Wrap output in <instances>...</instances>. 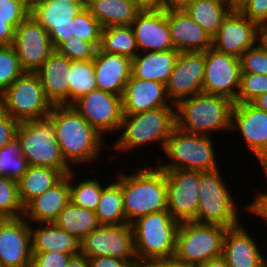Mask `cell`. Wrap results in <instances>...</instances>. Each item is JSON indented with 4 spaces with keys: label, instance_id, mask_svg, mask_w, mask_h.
Returning a JSON list of instances; mask_svg holds the SVG:
<instances>
[{
    "label": "cell",
    "instance_id": "obj_28",
    "mask_svg": "<svg viewBox=\"0 0 267 267\" xmlns=\"http://www.w3.org/2000/svg\"><path fill=\"white\" fill-rule=\"evenodd\" d=\"M31 224L32 253L60 252L75 256L80 253V241L52 223Z\"/></svg>",
    "mask_w": 267,
    "mask_h": 267
},
{
    "label": "cell",
    "instance_id": "obj_37",
    "mask_svg": "<svg viewBox=\"0 0 267 267\" xmlns=\"http://www.w3.org/2000/svg\"><path fill=\"white\" fill-rule=\"evenodd\" d=\"M28 167L29 164L22 155L21 144L17 137L0 148V176L18 182Z\"/></svg>",
    "mask_w": 267,
    "mask_h": 267
},
{
    "label": "cell",
    "instance_id": "obj_15",
    "mask_svg": "<svg viewBox=\"0 0 267 267\" xmlns=\"http://www.w3.org/2000/svg\"><path fill=\"white\" fill-rule=\"evenodd\" d=\"M12 45L24 72L36 73L54 51L48 32L31 15L16 27Z\"/></svg>",
    "mask_w": 267,
    "mask_h": 267
},
{
    "label": "cell",
    "instance_id": "obj_19",
    "mask_svg": "<svg viewBox=\"0 0 267 267\" xmlns=\"http://www.w3.org/2000/svg\"><path fill=\"white\" fill-rule=\"evenodd\" d=\"M205 51L179 52L174 69L166 85L172 104L202 92Z\"/></svg>",
    "mask_w": 267,
    "mask_h": 267
},
{
    "label": "cell",
    "instance_id": "obj_39",
    "mask_svg": "<svg viewBox=\"0 0 267 267\" xmlns=\"http://www.w3.org/2000/svg\"><path fill=\"white\" fill-rule=\"evenodd\" d=\"M24 214L19 193L18 182L0 176V218H18Z\"/></svg>",
    "mask_w": 267,
    "mask_h": 267
},
{
    "label": "cell",
    "instance_id": "obj_48",
    "mask_svg": "<svg viewBox=\"0 0 267 267\" xmlns=\"http://www.w3.org/2000/svg\"><path fill=\"white\" fill-rule=\"evenodd\" d=\"M20 122L0 108V148L9 144L15 137Z\"/></svg>",
    "mask_w": 267,
    "mask_h": 267
},
{
    "label": "cell",
    "instance_id": "obj_26",
    "mask_svg": "<svg viewBox=\"0 0 267 267\" xmlns=\"http://www.w3.org/2000/svg\"><path fill=\"white\" fill-rule=\"evenodd\" d=\"M70 202V172L24 207L23 217L30 223H52Z\"/></svg>",
    "mask_w": 267,
    "mask_h": 267
},
{
    "label": "cell",
    "instance_id": "obj_21",
    "mask_svg": "<svg viewBox=\"0 0 267 267\" xmlns=\"http://www.w3.org/2000/svg\"><path fill=\"white\" fill-rule=\"evenodd\" d=\"M131 26L139 52L174 50L166 9L140 10Z\"/></svg>",
    "mask_w": 267,
    "mask_h": 267
},
{
    "label": "cell",
    "instance_id": "obj_41",
    "mask_svg": "<svg viewBox=\"0 0 267 267\" xmlns=\"http://www.w3.org/2000/svg\"><path fill=\"white\" fill-rule=\"evenodd\" d=\"M72 24L74 37L91 42L99 48L102 27L86 7L73 18Z\"/></svg>",
    "mask_w": 267,
    "mask_h": 267
},
{
    "label": "cell",
    "instance_id": "obj_38",
    "mask_svg": "<svg viewBox=\"0 0 267 267\" xmlns=\"http://www.w3.org/2000/svg\"><path fill=\"white\" fill-rule=\"evenodd\" d=\"M73 172H70V201L76 206L95 212L104 188L103 184L97 179L86 178L75 185L72 183L76 177Z\"/></svg>",
    "mask_w": 267,
    "mask_h": 267
},
{
    "label": "cell",
    "instance_id": "obj_20",
    "mask_svg": "<svg viewBox=\"0 0 267 267\" xmlns=\"http://www.w3.org/2000/svg\"><path fill=\"white\" fill-rule=\"evenodd\" d=\"M231 131L240 133L260 165L267 159V112L252 103H234Z\"/></svg>",
    "mask_w": 267,
    "mask_h": 267
},
{
    "label": "cell",
    "instance_id": "obj_54",
    "mask_svg": "<svg viewBox=\"0 0 267 267\" xmlns=\"http://www.w3.org/2000/svg\"><path fill=\"white\" fill-rule=\"evenodd\" d=\"M66 267H90L88 258L81 253L72 256Z\"/></svg>",
    "mask_w": 267,
    "mask_h": 267
},
{
    "label": "cell",
    "instance_id": "obj_9",
    "mask_svg": "<svg viewBox=\"0 0 267 267\" xmlns=\"http://www.w3.org/2000/svg\"><path fill=\"white\" fill-rule=\"evenodd\" d=\"M16 137L29 165L73 170L62 157L52 121L48 117L20 122Z\"/></svg>",
    "mask_w": 267,
    "mask_h": 267
},
{
    "label": "cell",
    "instance_id": "obj_43",
    "mask_svg": "<svg viewBox=\"0 0 267 267\" xmlns=\"http://www.w3.org/2000/svg\"><path fill=\"white\" fill-rule=\"evenodd\" d=\"M55 50L70 60L83 61L93 60L97 48L91 42L72 36L69 40L62 42Z\"/></svg>",
    "mask_w": 267,
    "mask_h": 267
},
{
    "label": "cell",
    "instance_id": "obj_6",
    "mask_svg": "<svg viewBox=\"0 0 267 267\" xmlns=\"http://www.w3.org/2000/svg\"><path fill=\"white\" fill-rule=\"evenodd\" d=\"M220 168L199 171V202L195 218L202 224L234 228L241 224L238 204L223 180Z\"/></svg>",
    "mask_w": 267,
    "mask_h": 267
},
{
    "label": "cell",
    "instance_id": "obj_3",
    "mask_svg": "<svg viewBox=\"0 0 267 267\" xmlns=\"http://www.w3.org/2000/svg\"><path fill=\"white\" fill-rule=\"evenodd\" d=\"M233 107L234 101L227 97L201 92L175 105L176 126L202 135H212L218 130L228 131L231 130Z\"/></svg>",
    "mask_w": 267,
    "mask_h": 267
},
{
    "label": "cell",
    "instance_id": "obj_29",
    "mask_svg": "<svg viewBox=\"0 0 267 267\" xmlns=\"http://www.w3.org/2000/svg\"><path fill=\"white\" fill-rule=\"evenodd\" d=\"M179 52H139L132 59L131 75L137 79L166 84L172 74Z\"/></svg>",
    "mask_w": 267,
    "mask_h": 267
},
{
    "label": "cell",
    "instance_id": "obj_2",
    "mask_svg": "<svg viewBox=\"0 0 267 267\" xmlns=\"http://www.w3.org/2000/svg\"><path fill=\"white\" fill-rule=\"evenodd\" d=\"M137 168L132 175L122 170L123 205L128 224L152 212L167 210L164 170L153 165Z\"/></svg>",
    "mask_w": 267,
    "mask_h": 267
},
{
    "label": "cell",
    "instance_id": "obj_57",
    "mask_svg": "<svg viewBox=\"0 0 267 267\" xmlns=\"http://www.w3.org/2000/svg\"><path fill=\"white\" fill-rule=\"evenodd\" d=\"M230 11H240L248 0H226Z\"/></svg>",
    "mask_w": 267,
    "mask_h": 267
},
{
    "label": "cell",
    "instance_id": "obj_11",
    "mask_svg": "<svg viewBox=\"0 0 267 267\" xmlns=\"http://www.w3.org/2000/svg\"><path fill=\"white\" fill-rule=\"evenodd\" d=\"M80 253L87 258L109 256L137 261L131 224L100 225L80 241Z\"/></svg>",
    "mask_w": 267,
    "mask_h": 267
},
{
    "label": "cell",
    "instance_id": "obj_62",
    "mask_svg": "<svg viewBox=\"0 0 267 267\" xmlns=\"http://www.w3.org/2000/svg\"><path fill=\"white\" fill-rule=\"evenodd\" d=\"M263 267H267V257L265 259V262H264V266Z\"/></svg>",
    "mask_w": 267,
    "mask_h": 267
},
{
    "label": "cell",
    "instance_id": "obj_12",
    "mask_svg": "<svg viewBox=\"0 0 267 267\" xmlns=\"http://www.w3.org/2000/svg\"><path fill=\"white\" fill-rule=\"evenodd\" d=\"M241 65L236 56L211 47L205 51L202 92L221 95L236 101L240 88Z\"/></svg>",
    "mask_w": 267,
    "mask_h": 267
},
{
    "label": "cell",
    "instance_id": "obj_14",
    "mask_svg": "<svg viewBox=\"0 0 267 267\" xmlns=\"http://www.w3.org/2000/svg\"><path fill=\"white\" fill-rule=\"evenodd\" d=\"M167 183V210L179 222L192 221L199 202V171L162 169Z\"/></svg>",
    "mask_w": 267,
    "mask_h": 267
},
{
    "label": "cell",
    "instance_id": "obj_18",
    "mask_svg": "<svg viewBox=\"0 0 267 267\" xmlns=\"http://www.w3.org/2000/svg\"><path fill=\"white\" fill-rule=\"evenodd\" d=\"M31 223L23 216L0 220V267H31Z\"/></svg>",
    "mask_w": 267,
    "mask_h": 267
},
{
    "label": "cell",
    "instance_id": "obj_59",
    "mask_svg": "<svg viewBox=\"0 0 267 267\" xmlns=\"http://www.w3.org/2000/svg\"><path fill=\"white\" fill-rule=\"evenodd\" d=\"M260 42L267 50V25L261 26L260 30Z\"/></svg>",
    "mask_w": 267,
    "mask_h": 267
},
{
    "label": "cell",
    "instance_id": "obj_35",
    "mask_svg": "<svg viewBox=\"0 0 267 267\" xmlns=\"http://www.w3.org/2000/svg\"><path fill=\"white\" fill-rule=\"evenodd\" d=\"M99 49L105 53L123 55L133 59L138 53L131 25L109 26L101 30Z\"/></svg>",
    "mask_w": 267,
    "mask_h": 267
},
{
    "label": "cell",
    "instance_id": "obj_7",
    "mask_svg": "<svg viewBox=\"0 0 267 267\" xmlns=\"http://www.w3.org/2000/svg\"><path fill=\"white\" fill-rule=\"evenodd\" d=\"M211 137L189 133L175 126L162 149L171 162L165 163L159 157L156 164L161 169L209 171L220 168Z\"/></svg>",
    "mask_w": 267,
    "mask_h": 267
},
{
    "label": "cell",
    "instance_id": "obj_22",
    "mask_svg": "<svg viewBox=\"0 0 267 267\" xmlns=\"http://www.w3.org/2000/svg\"><path fill=\"white\" fill-rule=\"evenodd\" d=\"M123 114H136L161 107H175L162 82L130 76L122 95Z\"/></svg>",
    "mask_w": 267,
    "mask_h": 267
},
{
    "label": "cell",
    "instance_id": "obj_10",
    "mask_svg": "<svg viewBox=\"0 0 267 267\" xmlns=\"http://www.w3.org/2000/svg\"><path fill=\"white\" fill-rule=\"evenodd\" d=\"M36 73L24 72L0 96V108L23 122L46 118L52 109Z\"/></svg>",
    "mask_w": 267,
    "mask_h": 267
},
{
    "label": "cell",
    "instance_id": "obj_58",
    "mask_svg": "<svg viewBox=\"0 0 267 267\" xmlns=\"http://www.w3.org/2000/svg\"><path fill=\"white\" fill-rule=\"evenodd\" d=\"M257 108L267 112V93L258 96L255 100L251 102Z\"/></svg>",
    "mask_w": 267,
    "mask_h": 267
},
{
    "label": "cell",
    "instance_id": "obj_31",
    "mask_svg": "<svg viewBox=\"0 0 267 267\" xmlns=\"http://www.w3.org/2000/svg\"><path fill=\"white\" fill-rule=\"evenodd\" d=\"M71 171L29 165L18 181V193L22 205L25 207L31 200L54 186Z\"/></svg>",
    "mask_w": 267,
    "mask_h": 267
},
{
    "label": "cell",
    "instance_id": "obj_51",
    "mask_svg": "<svg viewBox=\"0 0 267 267\" xmlns=\"http://www.w3.org/2000/svg\"><path fill=\"white\" fill-rule=\"evenodd\" d=\"M15 29L7 23V19L0 18V46L12 45Z\"/></svg>",
    "mask_w": 267,
    "mask_h": 267
},
{
    "label": "cell",
    "instance_id": "obj_50",
    "mask_svg": "<svg viewBox=\"0 0 267 267\" xmlns=\"http://www.w3.org/2000/svg\"><path fill=\"white\" fill-rule=\"evenodd\" d=\"M267 178V174L265 176ZM267 182V179H266ZM252 203L245 205V209H247L250 213L255 214L258 217L263 218L267 223V191L259 192Z\"/></svg>",
    "mask_w": 267,
    "mask_h": 267
},
{
    "label": "cell",
    "instance_id": "obj_55",
    "mask_svg": "<svg viewBox=\"0 0 267 267\" xmlns=\"http://www.w3.org/2000/svg\"><path fill=\"white\" fill-rule=\"evenodd\" d=\"M195 0H164L165 9H184Z\"/></svg>",
    "mask_w": 267,
    "mask_h": 267
},
{
    "label": "cell",
    "instance_id": "obj_8",
    "mask_svg": "<svg viewBox=\"0 0 267 267\" xmlns=\"http://www.w3.org/2000/svg\"><path fill=\"white\" fill-rule=\"evenodd\" d=\"M227 229L219 225L194 221L180 222L174 256L191 266H200L210 259L222 256Z\"/></svg>",
    "mask_w": 267,
    "mask_h": 267
},
{
    "label": "cell",
    "instance_id": "obj_33",
    "mask_svg": "<svg viewBox=\"0 0 267 267\" xmlns=\"http://www.w3.org/2000/svg\"><path fill=\"white\" fill-rule=\"evenodd\" d=\"M183 10L212 38L217 34L222 19L230 11L226 0H195Z\"/></svg>",
    "mask_w": 267,
    "mask_h": 267
},
{
    "label": "cell",
    "instance_id": "obj_56",
    "mask_svg": "<svg viewBox=\"0 0 267 267\" xmlns=\"http://www.w3.org/2000/svg\"><path fill=\"white\" fill-rule=\"evenodd\" d=\"M199 267H229V266L227 264V261L222 256H220L204 262Z\"/></svg>",
    "mask_w": 267,
    "mask_h": 267
},
{
    "label": "cell",
    "instance_id": "obj_40",
    "mask_svg": "<svg viewBox=\"0 0 267 267\" xmlns=\"http://www.w3.org/2000/svg\"><path fill=\"white\" fill-rule=\"evenodd\" d=\"M23 73L14 46H0V96Z\"/></svg>",
    "mask_w": 267,
    "mask_h": 267
},
{
    "label": "cell",
    "instance_id": "obj_49",
    "mask_svg": "<svg viewBox=\"0 0 267 267\" xmlns=\"http://www.w3.org/2000/svg\"><path fill=\"white\" fill-rule=\"evenodd\" d=\"M90 267H141L138 261H127L109 256L88 258Z\"/></svg>",
    "mask_w": 267,
    "mask_h": 267
},
{
    "label": "cell",
    "instance_id": "obj_61",
    "mask_svg": "<svg viewBox=\"0 0 267 267\" xmlns=\"http://www.w3.org/2000/svg\"><path fill=\"white\" fill-rule=\"evenodd\" d=\"M262 170L267 174V159L261 164Z\"/></svg>",
    "mask_w": 267,
    "mask_h": 267
},
{
    "label": "cell",
    "instance_id": "obj_24",
    "mask_svg": "<svg viewBox=\"0 0 267 267\" xmlns=\"http://www.w3.org/2000/svg\"><path fill=\"white\" fill-rule=\"evenodd\" d=\"M244 224L227 229L222 257L229 267H263L266 257Z\"/></svg>",
    "mask_w": 267,
    "mask_h": 267
},
{
    "label": "cell",
    "instance_id": "obj_25",
    "mask_svg": "<svg viewBox=\"0 0 267 267\" xmlns=\"http://www.w3.org/2000/svg\"><path fill=\"white\" fill-rule=\"evenodd\" d=\"M92 61L97 89L122 96L131 76L132 59L123 55L105 53L98 48Z\"/></svg>",
    "mask_w": 267,
    "mask_h": 267
},
{
    "label": "cell",
    "instance_id": "obj_1",
    "mask_svg": "<svg viewBox=\"0 0 267 267\" xmlns=\"http://www.w3.org/2000/svg\"><path fill=\"white\" fill-rule=\"evenodd\" d=\"M53 124L62 157L72 168L100 159L101 148H110L101 135L72 105H53L47 116Z\"/></svg>",
    "mask_w": 267,
    "mask_h": 267
},
{
    "label": "cell",
    "instance_id": "obj_34",
    "mask_svg": "<svg viewBox=\"0 0 267 267\" xmlns=\"http://www.w3.org/2000/svg\"><path fill=\"white\" fill-rule=\"evenodd\" d=\"M54 223L79 241L100 226L94 211L76 206L71 201L60 212Z\"/></svg>",
    "mask_w": 267,
    "mask_h": 267
},
{
    "label": "cell",
    "instance_id": "obj_42",
    "mask_svg": "<svg viewBox=\"0 0 267 267\" xmlns=\"http://www.w3.org/2000/svg\"><path fill=\"white\" fill-rule=\"evenodd\" d=\"M267 93V75L241 73L240 88L234 103H251Z\"/></svg>",
    "mask_w": 267,
    "mask_h": 267
},
{
    "label": "cell",
    "instance_id": "obj_45",
    "mask_svg": "<svg viewBox=\"0 0 267 267\" xmlns=\"http://www.w3.org/2000/svg\"><path fill=\"white\" fill-rule=\"evenodd\" d=\"M29 15L28 0H0V18L7 19L14 29Z\"/></svg>",
    "mask_w": 267,
    "mask_h": 267
},
{
    "label": "cell",
    "instance_id": "obj_4",
    "mask_svg": "<svg viewBox=\"0 0 267 267\" xmlns=\"http://www.w3.org/2000/svg\"><path fill=\"white\" fill-rule=\"evenodd\" d=\"M179 224L168 210L152 212L131 223L136 258L141 267L153 259L175 255Z\"/></svg>",
    "mask_w": 267,
    "mask_h": 267
},
{
    "label": "cell",
    "instance_id": "obj_53",
    "mask_svg": "<svg viewBox=\"0 0 267 267\" xmlns=\"http://www.w3.org/2000/svg\"><path fill=\"white\" fill-rule=\"evenodd\" d=\"M141 10H163L164 0H133Z\"/></svg>",
    "mask_w": 267,
    "mask_h": 267
},
{
    "label": "cell",
    "instance_id": "obj_44",
    "mask_svg": "<svg viewBox=\"0 0 267 267\" xmlns=\"http://www.w3.org/2000/svg\"><path fill=\"white\" fill-rule=\"evenodd\" d=\"M241 73L267 75V50L259 41L240 56Z\"/></svg>",
    "mask_w": 267,
    "mask_h": 267
},
{
    "label": "cell",
    "instance_id": "obj_17",
    "mask_svg": "<svg viewBox=\"0 0 267 267\" xmlns=\"http://www.w3.org/2000/svg\"><path fill=\"white\" fill-rule=\"evenodd\" d=\"M261 26L244 16L240 11H229L222 19L213 45L217 51L240 58L260 41Z\"/></svg>",
    "mask_w": 267,
    "mask_h": 267
},
{
    "label": "cell",
    "instance_id": "obj_30",
    "mask_svg": "<svg viewBox=\"0 0 267 267\" xmlns=\"http://www.w3.org/2000/svg\"><path fill=\"white\" fill-rule=\"evenodd\" d=\"M86 8L102 28L131 25L141 10L133 0H88Z\"/></svg>",
    "mask_w": 267,
    "mask_h": 267
},
{
    "label": "cell",
    "instance_id": "obj_5",
    "mask_svg": "<svg viewBox=\"0 0 267 267\" xmlns=\"http://www.w3.org/2000/svg\"><path fill=\"white\" fill-rule=\"evenodd\" d=\"M175 126V107H161L136 114H123L119 130L121 135L113 143V149L125 153L157 141L160 147L164 148Z\"/></svg>",
    "mask_w": 267,
    "mask_h": 267
},
{
    "label": "cell",
    "instance_id": "obj_36",
    "mask_svg": "<svg viewBox=\"0 0 267 267\" xmlns=\"http://www.w3.org/2000/svg\"><path fill=\"white\" fill-rule=\"evenodd\" d=\"M69 84V105L80 97L97 89L95 71L92 60H71L70 71L67 72Z\"/></svg>",
    "mask_w": 267,
    "mask_h": 267
},
{
    "label": "cell",
    "instance_id": "obj_60",
    "mask_svg": "<svg viewBox=\"0 0 267 267\" xmlns=\"http://www.w3.org/2000/svg\"><path fill=\"white\" fill-rule=\"evenodd\" d=\"M60 1H66L74 4H80L83 8L87 6L88 0H60Z\"/></svg>",
    "mask_w": 267,
    "mask_h": 267
},
{
    "label": "cell",
    "instance_id": "obj_27",
    "mask_svg": "<svg viewBox=\"0 0 267 267\" xmlns=\"http://www.w3.org/2000/svg\"><path fill=\"white\" fill-rule=\"evenodd\" d=\"M70 67L71 60L54 50L36 72L52 105H69L67 72Z\"/></svg>",
    "mask_w": 267,
    "mask_h": 267
},
{
    "label": "cell",
    "instance_id": "obj_32",
    "mask_svg": "<svg viewBox=\"0 0 267 267\" xmlns=\"http://www.w3.org/2000/svg\"><path fill=\"white\" fill-rule=\"evenodd\" d=\"M115 177L117 181L103 188L95 211L100 225L128 224L123 205L122 170Z\"/></svg>",
    "mask_w": 267,
    "mask_h": 267
},
{
    "label": "cell",
    "instance_id": "obj_16",
    "mask_svg": "<svg viewBox=\"0 0 267 267\" xmlns=\"http://www.w3.org/2000/svg\"><path fill=\"white\" fill-rule=\"evenodd\" d=\"M83 9L80 4L60 0H31L30 15L49 34L54 50L73 36V18Z\"/></svg>",
    "mask_w": 267,
    "mask_h": 267
},
{
    "label": "cell",
    "instance_id": "obj_52",
    "mask_svg": "<svg viewBox=\"0 0 267 267\" xmlns=\"http://www.w3.org/2000/svg\"><path fill=\"white\" fill-rule=\"evenodd\" d=\"M185 263L177 259L175 256L169 258H159L149 261L143 267H187Z\"/></svg>",
    "mask_w": 267,
    "mask_h": 267
},
{
    "label": "cell",
    "instance_id": "obj_46",
    "mask_svg": "<svg viewBox=\"0 0 267 267\" xmlns=\"http://www.w3.org/2000/svg\"><path fill=\"white\" fill-rule=\"evenodd\" d=\"M72 255L60 252L32 253L31 267H66Z\"/></svg>",
    "mask_w": 267,
    "mask_h": 267
},
{
    "label": "cell",
    "instance_id": "obj_13",
    "mask_svg": "<svg viewBox=\"0 0 267 267\" xmlns=\"http://www.w3.org/2000/svg\"><path fill=\"white\" fill-rule=\"evenodd\" d=\"M72 106L101 135L119 133L123 119L122 96L95 89Z\"/></svg>",
    "mask_w": 267,
    "mask_h": 267
},
{
    "label": "cell",
    "instance_id": "obj_23",
    "mask_svg": "<svg viewBox=\"0 0 267 267\" xmlns=\"http://www.w3.org/2000/svg\"><path fill=\"white\" fill-rule=\"evenodd\" d=\"M171 40L178 52L206 51L213 45V38L183 9H166Z\"/></svg>",
    "mask_w": 267,
    "mask_h": 267
},
{
    "label": "cell",
    "instance_id": "obj_47",
    "mask_svg": "<svg viewBox=\"0 0 267 267\" xmlns=\"http://www.w3.org/2000/svg\"><path fill=\"white\" fill-rule=\"evenodd\" d=\"M240 12L260 26L267 25V0H248Z\"/></svg>",
    "mask_w": 267,
    "mask_h": 267
}]
</instances>
